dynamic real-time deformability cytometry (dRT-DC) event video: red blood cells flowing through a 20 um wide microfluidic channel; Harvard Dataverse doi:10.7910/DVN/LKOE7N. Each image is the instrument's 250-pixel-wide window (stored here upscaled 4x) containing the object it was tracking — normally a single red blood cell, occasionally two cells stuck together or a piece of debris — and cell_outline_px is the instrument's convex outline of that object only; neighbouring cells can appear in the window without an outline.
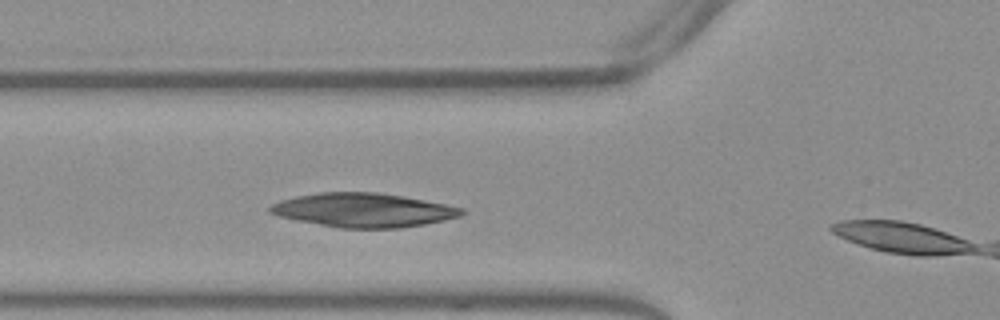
{"species": "Egyptian fruit bat (a non-hibernating species)", "species_latin": "Rousettus aegyptiacus", "temperature_condition": "warm", "stored_images_in_passage": 19, "camera_frame_rate_fps": 3000, "um_per_image_px": 0.085, "frame": {"image": 1, "passage_image": 8, "time_ms": 2.333, "image_size_px": [1000, 320], "cell_outline_px": [[464, 212], [460, 216], [444, 220], [424, 224], [400, 228], [340, 228], [296, 220], [280, 216], [268, 212], [268, 208], [272, 204], [280, 200], [296, 196], [320, 192], [376, 192], [404, 196], [464, 208]], "centroid_in_image_um": [30.87, 17.86], "position_along_channel_um": 94.9, "area_um2": 37.8}}
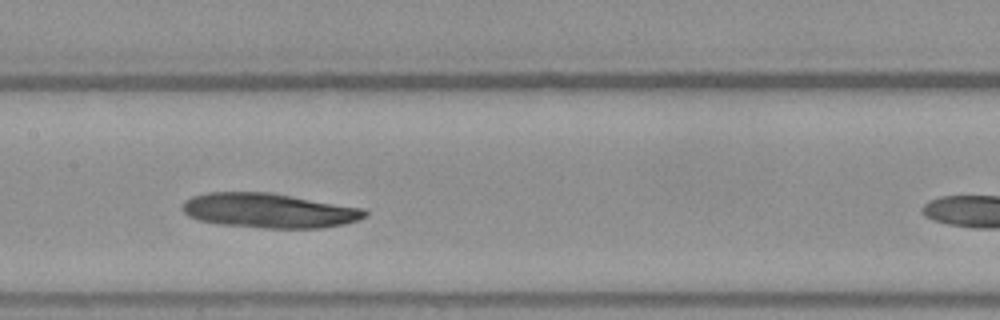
{"frame": {"image": 2, "passage_image": 15, "time_ms": 4.667, "image_size_px": [1000, 320], "cell_outline_px": [[368, 212], [360, 220], [344, 224], [320, 228], [260, 228], [220, 224], [200, 220], [188, 216], [180, 208], [184, 200], [192, 196], [208, 192], [272, 192], [364, 208]], "centroid_in_image_um": [22.86, 17.89], "position_along_channel_um": 184.5, "area_um2": 37.17}}
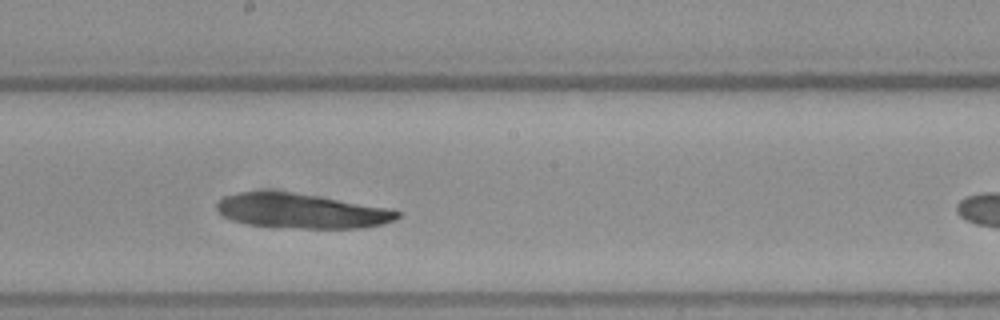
{"frame": {"image": 3, "passage_image": 18, "time_ms": 5.667, "image_size_px": [1000, 320], "cell_outline_px": [[400, 216], [396, 220], [384, 224], [364, 228], [296, 228], [248, 224], [232, 220], [220, 216], [216, 212], [216, 204], [224, 196], [236, 192], [296, 192], [396, 208], [400, 212]], "centroid_in_image_um": [25.7, 17.93], "position_along_channel_um": 222.5, "area_um2": 37.17}}